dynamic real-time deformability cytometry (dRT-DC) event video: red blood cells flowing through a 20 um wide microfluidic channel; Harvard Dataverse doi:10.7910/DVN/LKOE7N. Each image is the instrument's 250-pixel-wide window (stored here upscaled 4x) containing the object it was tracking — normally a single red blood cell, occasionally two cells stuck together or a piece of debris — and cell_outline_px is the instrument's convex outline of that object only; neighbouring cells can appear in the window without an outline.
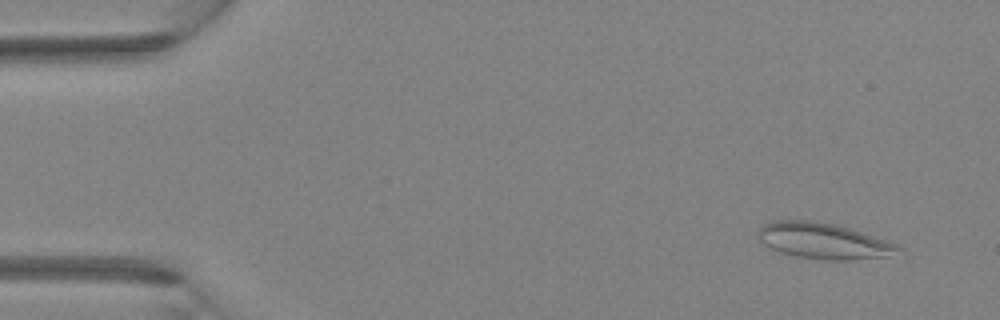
{"species": "Egyptian fruit bat (a non-hibernating species)", "species_latin": "Rousettus aegyptiacus", "temperature_condition": "room temperature", "stored_images_in_passage": 3, "camera_frame_rate_fps": 3000, "um_per_image_px": 0.085, "animal": {"sex": "female"}, "frame": {"image": 1, "passage_image": 3, "time_ms": 0.667, "image_size_px": [1000, 320], "cell_outline_px": [[900, 248], [884, 256], [848, 260], [824, 260], [796, 256], [780, 252], [768, 248], [756, 236], [756, 232], [764, 224], [772, 220], [812, 220], [836, 224], [888, 240], [896, 244]], "centroid_in_image_um": [69.89, 20.45], "position_along_channel_um": 15.1, "area_um2": 29.19}}